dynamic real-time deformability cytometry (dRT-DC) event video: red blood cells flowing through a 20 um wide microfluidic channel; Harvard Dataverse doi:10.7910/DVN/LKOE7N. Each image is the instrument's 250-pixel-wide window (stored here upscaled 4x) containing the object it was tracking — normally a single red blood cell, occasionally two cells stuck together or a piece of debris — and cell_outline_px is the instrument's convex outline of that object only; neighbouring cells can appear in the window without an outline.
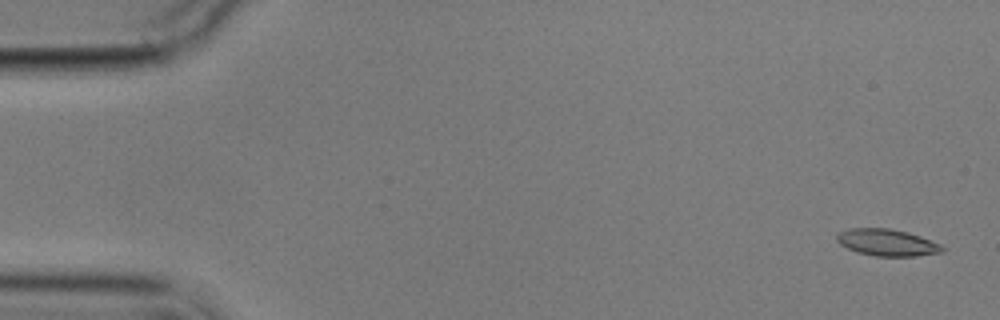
{"species": "common noctule bat (a hibernating species)", "species_latin": "Nyctalus noctula", "temperature_condition": "cold", "stored_images_in_passage": 5, "segment_of_instrument_passage": [1, 2], "camera_frame_rate_fps": 3000, "um_per_image_px": 0.085, "animal": {"sex": "male", "body_mass_g": 17.9}, "frame": {"image": 1, "passage_image": 1, "time_ms": 0.0, "image_size_px": [1000, 320], "cell_outline_px": [[948, 248], [944, 252], [916, 256], [876, 256], [856, 252], [840, 244], [836, 240], [836, 232], [848, 228], [888, 228], [908, 232], [920, 236], [940, 244]], "centroid_in_image_um": [75.4, 20.61], "position_along_channel_um": 9.6, "area_um2": 16.7}}